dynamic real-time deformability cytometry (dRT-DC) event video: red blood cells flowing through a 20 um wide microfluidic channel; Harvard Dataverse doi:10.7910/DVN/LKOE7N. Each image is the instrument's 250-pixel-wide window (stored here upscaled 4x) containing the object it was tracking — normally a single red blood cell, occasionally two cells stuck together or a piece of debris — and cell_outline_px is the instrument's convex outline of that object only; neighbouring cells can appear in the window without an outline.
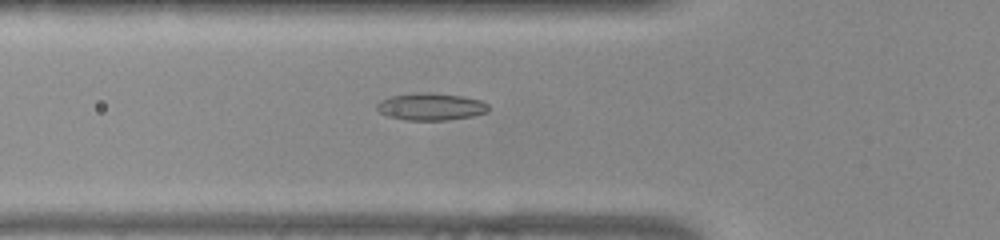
{"species": "common noctule bat (a hibernating species)", "species_latin": "Nyctalus noctula", "temperature_condition": "warm", "stored_images_in_passage": 43, "camera_frame_rate_fps": 3000, "um_per_image_px": 0.085, "animal": {"sex": "female", "body_mass_g": 22.0, "forearm_length_mm": 56.7}, "frame": {"image": 1, "passage_image": 9, "time_ms": 2.667, "image_size_px": [1000, 240], "cell_outline_px": [[488, 112], [472, 116], [444, 120], [404, 120], [388, 116], [380, 112], [376, 108], [376, 104], [380, 100], [392, 96], [416, 92], [428, 92], [464, 96], [480, 100], [488, 104]], "centroid_in_image_um": [36.61, 9.06], "position_along_channel_um": 89.2, "area_um2": 17.74}}
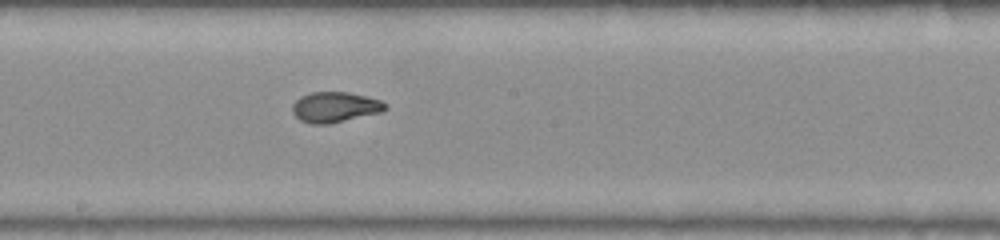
{"frame": {"image": 2, "passage_image": 19, "time_ms": 6.0, "image_size_px": [1000, 240], "cell_outline_px": [[388, 108], [384, 112], [328, 124], [312, 124], [300, 120], [292, 112], [292, 104], [300, 96], [312, 92], [348, 92], [380, 100], [388, 104]], "centroid_in_image_um": [28.49, 9.11], "position_along_channel_um": 219.7, "area_um2": 16.59}}
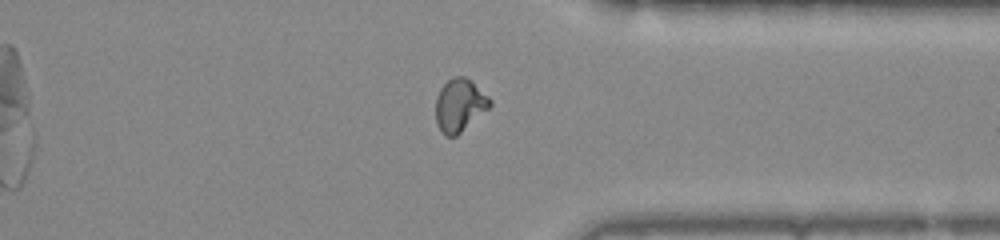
{"frame": {"image": 3, "passage_image": 31, "time_ms": 10.0, "image_size_px": [1000, 240], "cell_outline_px": [[492, 104], [488, 108], [456, 136], [444, 136], [440, 132], [436, 124], [436, 96], [440, 88], [452, 76], [464, 76], [488, 96], [492, 100]], "centroid_in_image_um": [39.03, 8.95], "position_along_channel_um": 372.4, "area_um2": 16.53}, "authors_computed_cell_mechanics": {"area_um2": 16.5308, "velocity_mm_per_s": 3.9082, "shape_relaxation_time_tau1_ms": null, "shape_relaxation_time_tau2_ms": 1.0307, "deformation_change_tau1": null, "deformation_change_tau2": 0.0609}}